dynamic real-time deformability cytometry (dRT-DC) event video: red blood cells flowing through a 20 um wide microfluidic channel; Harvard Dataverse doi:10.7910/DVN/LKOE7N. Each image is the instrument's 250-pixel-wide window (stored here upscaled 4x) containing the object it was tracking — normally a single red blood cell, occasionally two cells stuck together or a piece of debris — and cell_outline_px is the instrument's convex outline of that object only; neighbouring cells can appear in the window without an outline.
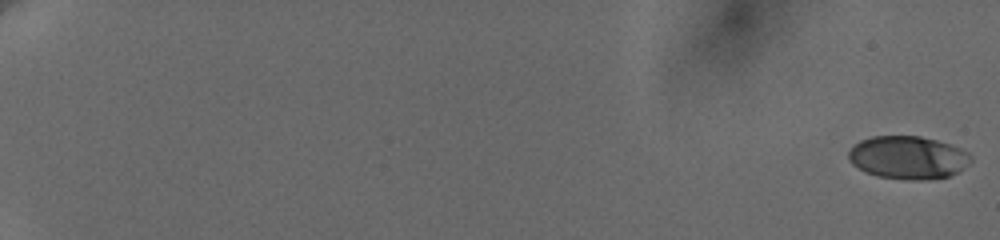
{"species": "human", "species_latin": "Homo sapiens", "temperature_condition": "cold", "stored_images_in_passage": 24, "camera_frame_rate_fps": 3000, "um_per_image_px": 0.085, "donor": {"sex": "female"}, "frame": {"image": 1, "passage_image": 1, "time_ms": 0.0, "image_size_px": [1000, 240], "cell_outline_px": [[972, 160], [960, 172], [948, 176], [924, 180], [908, 180], [876, 176], [852, 164], [848, 160], [848, 152], [860, 140], [872, 136], [920, 136], [936, 140], [960, 148], [968, 152], [972, 156]], "centroid_in_image_um": [77.2, 13.39], "position_along_channel_um": 7.8, "area_um2": 30.63}}
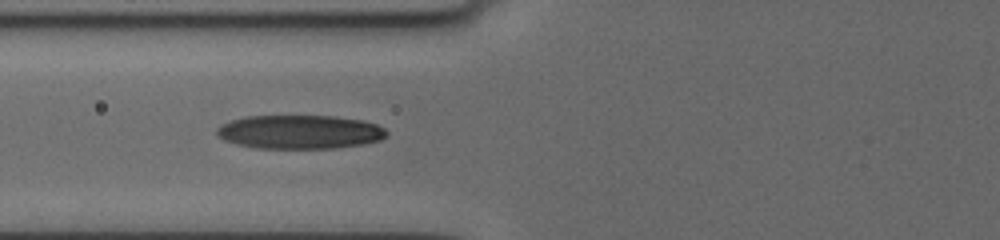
{"frame": {"image": 2, "passage_image": 21, "time_ms": 9.0, "image_size_px": [1000, 240], "cell_outline_px": [[388, 136], [380, 140], [364, 144], [336, 148], [256, 148], [236, 144], [224, 140], [216, 136], [216, 128], [232, 120], [248, 116], [332, 116], [360, 120], [376, 124], [384, 128], [388, 132]], "centroid_in_image_um": [25.49, 11.22], "position_along_channel_um": 100.3, "area_um2": 33.47}}
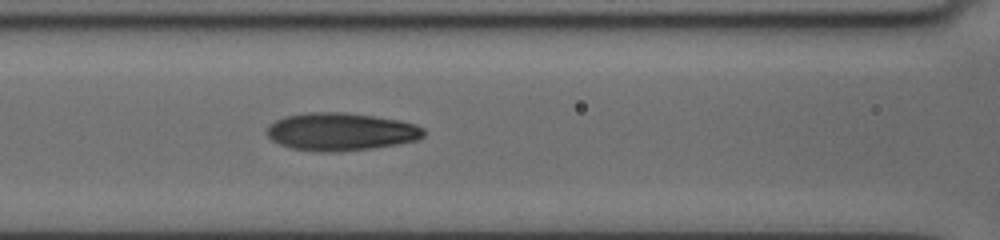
{"frame": {"image": 3, "passage_image": 24, "time_ms": 10.0, "image_size_px": [1000, 240], "cell_outline_px": [[424, 136], [416, 140], [396, 144], [372, 148], [340, 152], [320, 152], [288, 148], [272, 140], [268, 136], [268, 124], [284, 116], [308, 112], [340, 112], [372, 116], [400, 120], [416, 124], [424, 128]], "centroid_in_image_um": [28.95, 11.2], "position_along_channel_um": 137.6, "area_um2": 34.62}}